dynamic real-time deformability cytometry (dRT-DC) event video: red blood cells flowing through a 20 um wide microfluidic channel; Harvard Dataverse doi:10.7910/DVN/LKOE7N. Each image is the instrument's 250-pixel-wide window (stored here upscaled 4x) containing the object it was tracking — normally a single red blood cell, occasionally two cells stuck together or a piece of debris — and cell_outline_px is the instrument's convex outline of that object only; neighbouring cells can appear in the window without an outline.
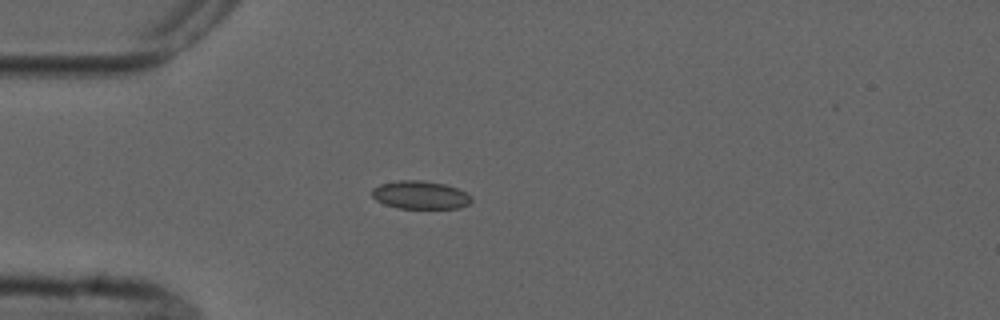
{"species": "common noctule bat (a hibernating species)", "species_latin": "Nyctalus noctula", "temperature_condition": "cold", "stored_images_in_passage": 1, "camera_frame_rate_fps": 3000, "um_per_image_px": 0.085, "animal": {"sex": "male", "forearm_length_mm": 52.5}, "frame": {"image": 1, "passage_image": 1, "time_ms": 0.0, "image_size_px": [1000, 320], "cell_outline_px": [[472, 200], [468, 204], [460, 208], [396, 208], [384, 204], [376, 200], [372, 196], [372, 188], [380, 184], [400, 180], [420, 180], [444, 184], [456, 188], [472, 196]], "centroid_in_image_um": [35.7, 16.58], "position_along_channel_um": 49.3, "area_um2": 16.24}}